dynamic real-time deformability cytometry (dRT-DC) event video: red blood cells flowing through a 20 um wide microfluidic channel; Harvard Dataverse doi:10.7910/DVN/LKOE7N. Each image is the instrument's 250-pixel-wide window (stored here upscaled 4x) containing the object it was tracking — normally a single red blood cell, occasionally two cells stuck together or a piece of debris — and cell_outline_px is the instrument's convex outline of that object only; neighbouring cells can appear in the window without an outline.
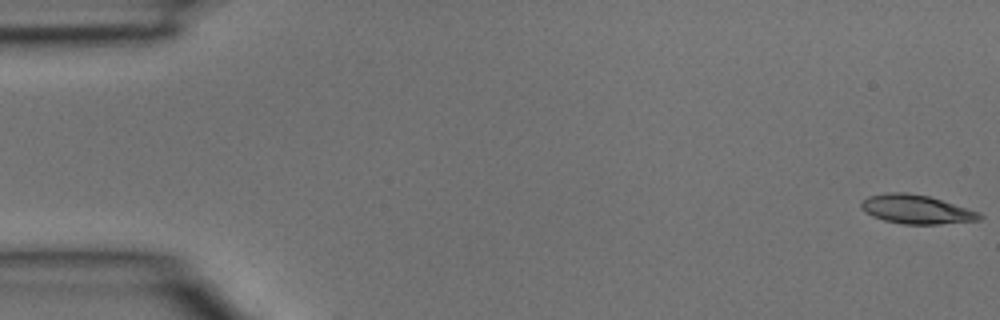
{"species": "common noctule bat (a hibernating species)", "species_latin": "Nyctalus noctula", "temperature_condition": "room temperature", "stored_images_in_passage": 39, "camera_frame_rate_fps": 3000, "um_per_image_px": 0.085, "animal": {"sex": "male", "body_mass_g": 15.6}, "frame": {"image": 1, "passage_image": 1, "time_ms": 0.0, "image_size_px": [1000, 320], "cell_outline_px": [[984, 216], [980, 220], [940, 224], [904, 224], [884, 220], [872, 216], [864, 212], [860, 208], [860, 200], [868, 196], [888, 192], [904, 192], [928, 196], [980, 212]], "centroid_in_image_um": [77.85, 17.79], "position_along_channel_um": 7.1, "area_um2": 20.0}}
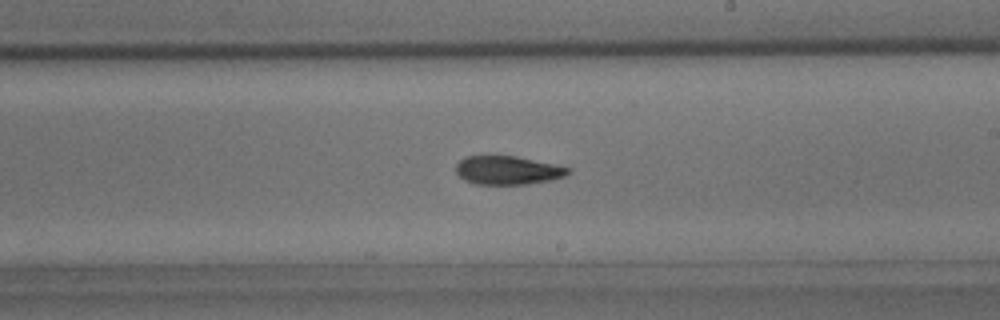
{"frame": {"image": 2, "passage_image": 23, "time_ms": 7.333, "image_size_px": [1000, 320], "cell_outline_px": [[572, 172], [564, 176], [552, 180], [524, 184], [476, 184], [464, 180], [456, 172], [456, 164], [464, 156], [516, 156], [572, 168]], "centroid_in_image_um": [43.16, 14.47], "position_along_channel_um": 245.8, "area_um2": 18.67}}
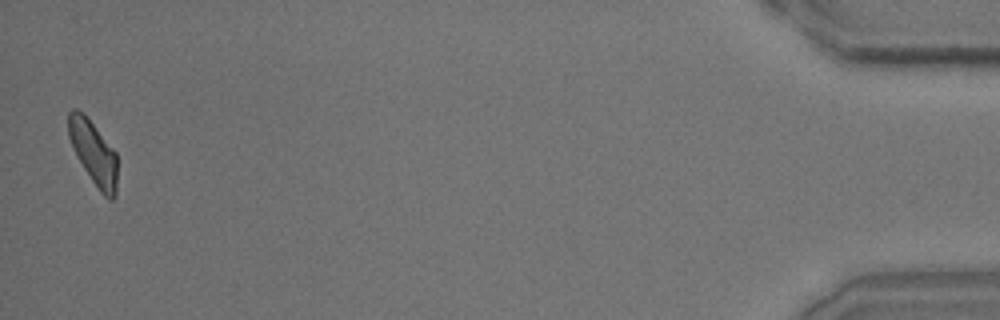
{"frame": {"image": 3, "passage_image": 39, "time_ms": 12.667, "image_size_px": [1000, 320], "cell_outline_px": [[116, 196], [112, 200], [108, 200], [100, 192], [84, 168], [68, 136], [68, 112], [72, 108], [76, 108], [84, 112], [116, 152]], "centroid_in_image_um": [7.95, 12.95], "position_along_channel_um": 427.3, "area_um2": 18.03}}